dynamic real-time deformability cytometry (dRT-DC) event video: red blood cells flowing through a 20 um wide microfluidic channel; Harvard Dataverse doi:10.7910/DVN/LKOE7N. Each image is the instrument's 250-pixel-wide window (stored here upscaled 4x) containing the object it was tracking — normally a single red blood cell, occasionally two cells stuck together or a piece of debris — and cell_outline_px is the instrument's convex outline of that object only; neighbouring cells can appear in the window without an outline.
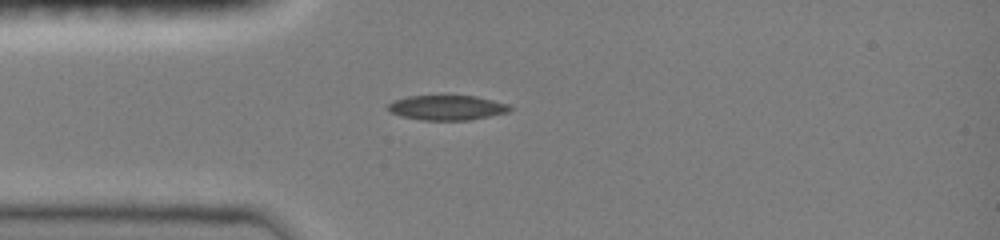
{"species": "common noctule bat (a hibernating species)", "species_latin": "Nyctalus noctula", "temperature_condition": "room temperature", "stored_images_in_passage": 4, "camera_frame_rate_fps": 3000, "um_per_image_px": 0.085, "animal": {"sex": "female", "body_mass_g": 19.0, "forearm_length_mm": 51.5}, "frame": {"image": 1, "passage_image": 1, "time_ms": 0.0, "image_size_px": [1000, 240], "cell_outline_px": [[512, 108], [508, 112], [468, 120], [420, 120], [400, 116], [392, 112], [388, 108], [388, 104], [396, 100], [408, 96], [476, 96], [508, 104]], "centroid_in_image_um": [37.99, 9.15], "position_along_channel_um": 47.0, "area_um2": 17.4}}